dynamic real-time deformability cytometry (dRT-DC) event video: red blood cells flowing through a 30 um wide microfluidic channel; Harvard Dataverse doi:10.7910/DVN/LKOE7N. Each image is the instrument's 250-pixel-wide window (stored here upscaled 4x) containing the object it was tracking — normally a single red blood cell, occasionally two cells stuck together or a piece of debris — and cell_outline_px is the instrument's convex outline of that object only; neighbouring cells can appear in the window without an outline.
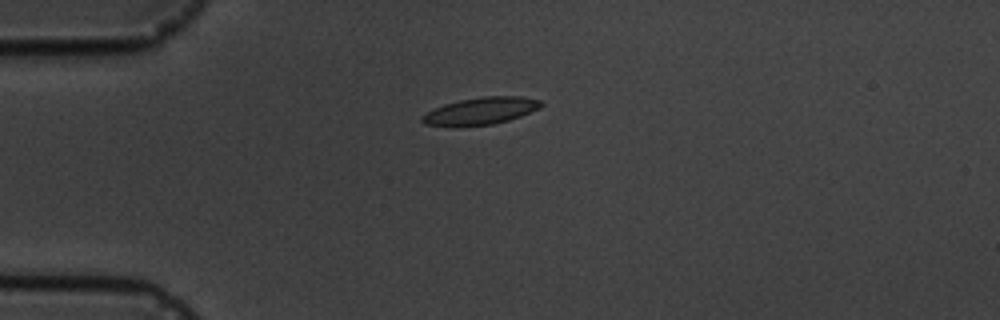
{"species": "common noctule bat (a hibernating species)", "species_latin": "Nyctalus noctula", "temperature_condition": "cold", "stored_images_in_passage": 5, "camera_frame_rate_fps": 3000, "um_per_image_px": 0.085, "animal": {"sex": "male", "body_mass_g": 19.5, "forearm_length_mm": 54.6}, "frame": {"image": 1, "passage_image": 1, "time_ms": 0.0, "image_size_px": [1000, 320], "cell_outline_px": [[544, 104], [540, 108], [520, 116], [508, 120], [492, 124], [460, 128], [456, 128], [424, 124], [420, 120], [420, 116], [444, 104], [460, 100], [484, 96], [520, 96], [540, 100]], "centroid_in_image_um": [40.82, 9.46], "position_along_channel_um": 44.2, "area_um2": 19.13}}
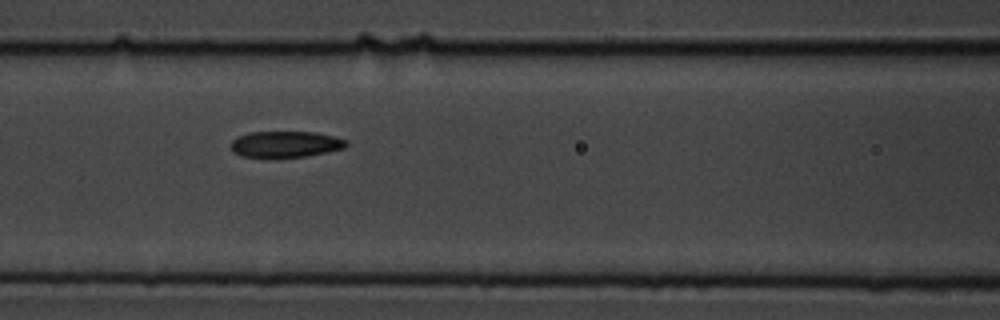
{"frame": {"image": 2, "passage_image": 4, "time_ms": 3.333, "image_size_px": [1000, 320], "cell_outline_px": [[348, 144], [344, 148], [328, 152], [308, 156], [240, 156], [232, 152], [232, 140], [248, 132], [316, 132], [336, 136], [348, 140]], "centroid_in_image_um": [24.33, 12.24], "position_along_channel_um": 142.3, "area_um2": 17.46}}
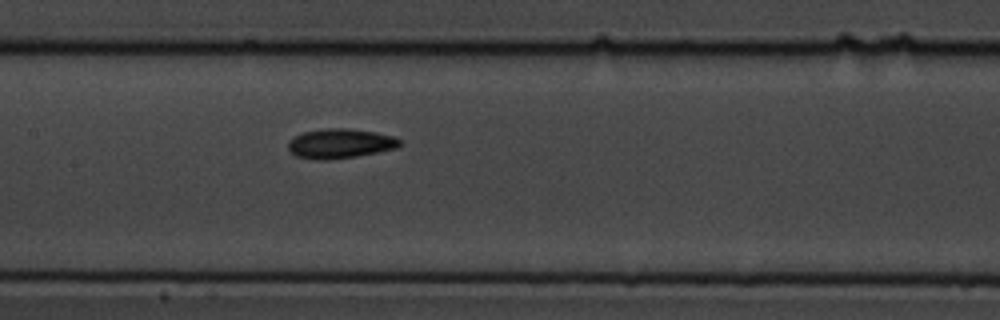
{"frame": {"image": 3, "passage_image": 5, "time_ms": 4.333, "image_size_px": [1000, 320], "cell_outline_px": [[400, 144], [396, 148], [356, 156], [328, 160], [316, 160], [296, 156], [288, 148], [288, 140], [292, 136], [304, 132], [328, 128], [348, 128], [376, 132], [392, 136], [400, 140]], "centroid_in_image_um": [28.86, 12.2], "position_along_channel_um": 178.5, "area_um2": 19.19}}